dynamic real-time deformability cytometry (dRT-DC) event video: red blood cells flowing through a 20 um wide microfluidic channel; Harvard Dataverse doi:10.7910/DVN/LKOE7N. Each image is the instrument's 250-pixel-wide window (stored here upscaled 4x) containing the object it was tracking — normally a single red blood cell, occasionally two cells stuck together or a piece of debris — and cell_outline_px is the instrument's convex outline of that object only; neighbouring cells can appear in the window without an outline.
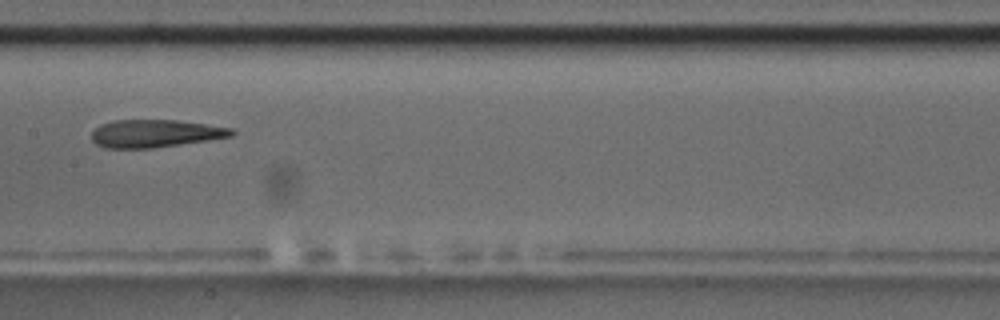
{"species": "common noctule bat (a hibernating species)", "species_latin": "Nyctalus noctula", "temperature_condition": "room temperature", "stored_images_in_passage": 38, "camera_frame_rate_fps": 3000, "um_per_image_px": 0.085, "animal": {"sex": "male", "body_mass_g": 17.5, "forearm_length_mm": 52.3}, "frame": {"image": 1, "passage_image": 12, "time_ms": 3.667, "image_size_px": [1000, 320], "cell_outline_px": [[236, 132], [232, 136], [208, 140], [152, 148], [104, 148], [96, 144], [92, 140], [92, 132], [100, 124], [112, 120], [176, 120], [232, 128]], "centroid_in_image_um": [13.16, 11.34], "position_along_channel_um": 194.2, "area_um2": 22.54}, "authors_computed_cell_mechanics": {"area_um2": 23.9292, "velocity_mm_per_s": 3.7668, "shape_relaxation_time_tau1_ms": null, "shape_relaxation_time_tau2_ms": 3.4817, "deformation_change_tau1": null, "deformation_change_tau2": 0.133}}